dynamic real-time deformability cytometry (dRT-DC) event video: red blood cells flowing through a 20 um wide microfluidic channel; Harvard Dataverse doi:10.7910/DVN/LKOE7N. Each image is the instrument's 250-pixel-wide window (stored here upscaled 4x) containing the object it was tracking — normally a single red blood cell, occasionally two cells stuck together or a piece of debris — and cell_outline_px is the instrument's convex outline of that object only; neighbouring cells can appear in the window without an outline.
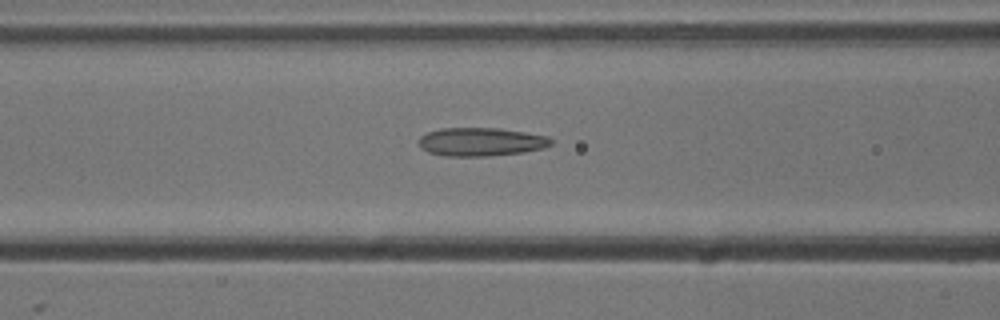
{"species": "common noctule bat (a hibernating species)", "species_latin": "Nyctalus noctula", "temperature_condition": "cold", "stored_images_in_passage": 38, "camera_frame_rate_fps": 3000, "um_per_image_px": 0.085, "animal": {"sex": "male", "body_mass_g": 13.3}, "frame": {"image": 1, "passage_image": 16, "time_ms": 5.0, "image_size_px": [1000, 320], "cell_outline_px": [[552, 144], [544, 148], [524, 152], [488, 156], [444, 156], [428, 152], [420, 148], [420, 136], [428, 132], [440, 128], [500, 128], [548, 136], [552, 140]], "centroid_in_image_um": [40.89, 12.06], "position_along_channel_um": 125.7, "area_um2": 21.96}}
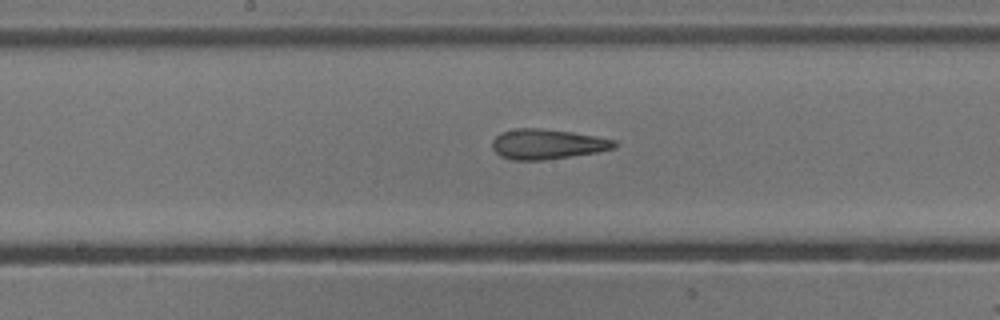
{"frame": {"image": 2, "passage_image": 22, "time_ms": 7.0, "image_size_px": [1000, 320], "cell_outline_px": [[616, 148], [596, 152], [544, 160], [512, 160], [500, 156], [492, 148], [492, 140], [500, 132], [516, 128], [540, 128], [572, 132], [596, 136], [616, 140]], "centroid_in_image_um": [46.49, 12.24], "position_along_channel_um": 201.7, "area_um2": 21.44}}
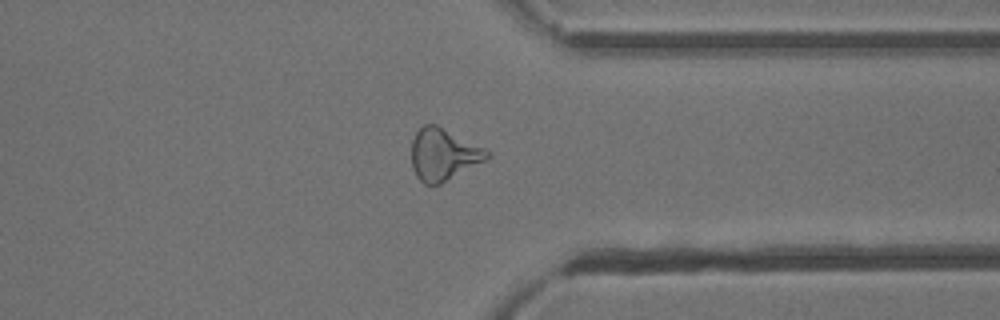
{"frame": {"image": 3, "passage_image": 36, "time_ms": 11.667, "image_size_px": [1000, 320], "cell_outline_px": [[492, 156], [440, 184], [424, 184], [416, 176], [412, 168], [412, 140], [416, 132], [424, 124], [436, 124], [484, 148]], "centroid_in_image_um": [37.65, 13.12], "position_along_channel_um": 373.7, "area_um2": 22.48}}